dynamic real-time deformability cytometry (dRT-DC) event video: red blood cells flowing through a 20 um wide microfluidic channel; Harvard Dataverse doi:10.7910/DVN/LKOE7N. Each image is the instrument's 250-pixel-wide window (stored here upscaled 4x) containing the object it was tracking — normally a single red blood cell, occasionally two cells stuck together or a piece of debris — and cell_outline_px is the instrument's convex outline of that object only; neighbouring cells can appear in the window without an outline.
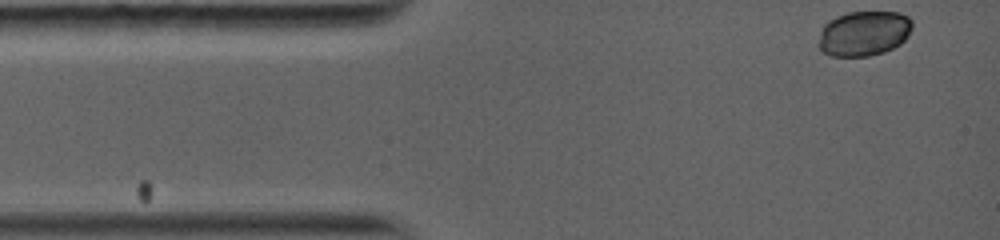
{"species": "common noctule bat (a hibernating species)", "species_latin": "Nyctalus noctula", "temperature_condition": "warm", "stored_images_in_passage": 44, "camera_frame_rate_fps": 5000, "um_per_image_px": 0.085, "animal": {"sex": "female", "body_mass_g": 19.0, "forearm_length_mm": 56.7}, "frame": {"image": 1, "passage_image": 1, "time_ms": 0.0, "image_size_px": [1000, 240], "cell_outline_px": [[912, 28], [908, 36], [900, 44], [884, 52], [868, 56], [832, 56], [824, 52], [816, 44], [820, 32], [824, 24], [828, 20], [836, 16], [848, 12], [900, 12], [908, 16], [912, 20]], "centroid_in_image_um": [73.42, 2.83], "position_along_channel_um": 11.6, "area_um2": 24.85}}
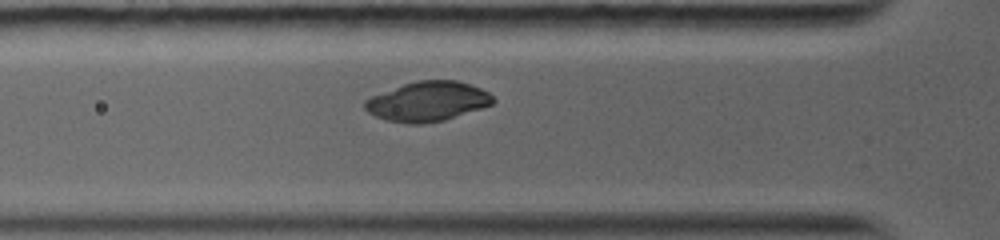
{"frame": {"image": 2, "passage_image": 20, "time_ms": 3.4, "image_size_px": [1000, 240], "cell_outline_px": [[496, 100], [492, 104], [444, 120], [424, 124], [408, 124], [384, 120], [368, 112], [364, 108], [364, 100], [372, 96], [404, 84], [416, 80], [456, 80], [480, 88], [488, 92]], "centroid_in_image_um": [36.32, 8.63], "position_along_channel_um": 89.5, "area_um2": 29.48}}
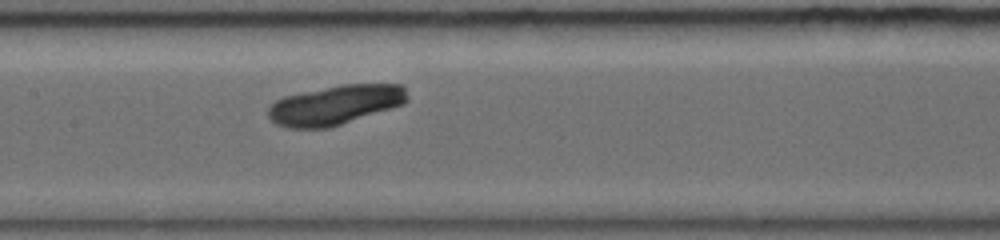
{"frame": {"image": 3, "passage_image": 32, "time_ms": 5.6, "image_size_px": [1000, 240], "cell_outline_px": [[408, 100], [404, 104], [392, 108], [328, 128], [288, 128], [276, 124], [268, 116], [268, 108], [276, 100], [284, 96], [344, 84], [404, 84], [408, 96]], "centroid_in_image_um": [28.53, 8.92], "position_along_channel_um": 178.9, "area_um2": 31.85}}